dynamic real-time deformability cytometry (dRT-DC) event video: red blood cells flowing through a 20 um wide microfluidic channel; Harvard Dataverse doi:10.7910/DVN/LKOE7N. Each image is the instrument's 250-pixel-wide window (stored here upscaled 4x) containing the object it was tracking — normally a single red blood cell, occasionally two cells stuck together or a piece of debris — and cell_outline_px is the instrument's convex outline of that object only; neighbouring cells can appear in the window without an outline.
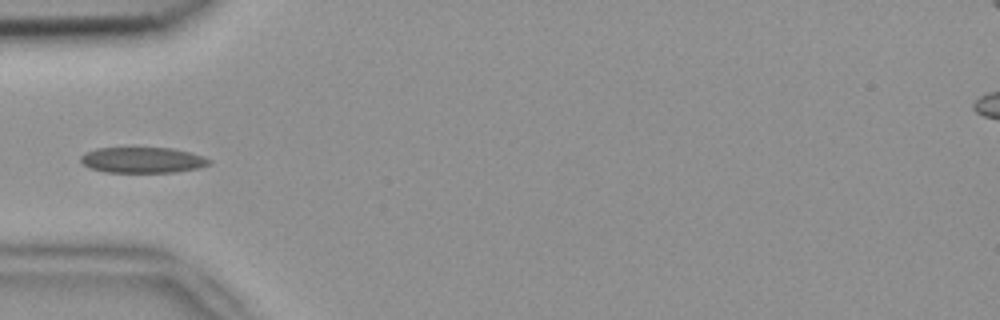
{"species": "common noctule bat (a hibernating species)", "species_latin": "Nyctalus noctula", "temperature_condition": "room temperature", "stored_images_in_passage": 4, "camera_frame_rate_fps": 3000, "um_per_image_px": 0.085, "animal": {"sex": "female", "body_mass_g": 18.4}, "frame": {"image": 1, "passage_image": 3, "time_ms": 0.667, "image_size_px": [1000, 320], "cell_outline_px": [[212, 164], [200, 168], [176, 172], [104, 172], [88, 168], [80, 160], [80, 156], [96, 148], [172, 148], [192, 152], [204, 156], [212, 160]], "centroid_in_image_um": [12.18, 13.61], "position_along_channel_um": 72.8, "area_um2": 19.48}}